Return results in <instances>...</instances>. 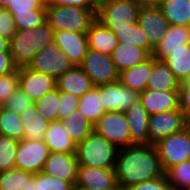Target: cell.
<instances>
[{"instance_id": "6da1fadb", "label": "cell", "mask_w": 190, "mask_h": 190, "mask_svg": "<svg viewBox=\"0 0 190 190\" xmlns=\"http://www.w3.org/2000/svg\"><path fill=\"white\" fill-rule=\"evenodd\" d=\"M114 169L120 190L164 176L157 148L151 144L119 148Z\"/></svg>"}, {"instance_id": "7a4b0ae2", "label": "cell", "mask_w": 190, "mask_h": 190, "mask_svg": "<svg viewBox=\"0 0 190 190\" xmlns=\"http://www.w3.org/2000/svg\"><path fill=\"white\" fill-rule=\"evenodd\" d=\"M53 36L54 30L47 21L32 29L17 30L10 39L14 66L17 69L28 67L37 52L54 42Z\"/></svg>"}, {"instance_id": "3957f363", "label": "cell", "mask_w": 190, "mask_h": 190, "mask_svg": "<svg viewBox=\"0 0 190 190\" xmlns=\"http://www.w3.org/2000/svg\"><path fill=\"white\" fill-rule=\"evenodd\" d=\"M118 148L102 135L92 131L82 142L77 143L78 166L114 169Z\"/></svg>"}, {"instance_id": "277c9868", "label": "cell", "mask_w": 190, "mask_h": 190, "mask_svg": "<svg viewBox=\"0 0 190 190\" xmlns=\"http://www.w3.org/2000/svg\"><path fill=\"white\" fill-rule=\"evenodd\" d=\"M98 8L46 5V21L54 31L87 33Z\"/></svg>"}, {"instance_id": "5b68a950", "label": "cell", "mask_w": 190, "mask_h": 190, "mask_svg": "<svg viewBox=\"0 0 190 190\" xmlns=\"http://www.w3.org/2000/svg\"><path fill=\"white\" fill-rule=\"evenodd\" d=\"M140 4L135 0H108L98 3L96 18L109 30H125L137 23Z\"/></svg>"}, {"instance_id": "8992f818", "label": "cell", "mask_w": 190, "mask_h": 190, "mask_svg": "<svg viewBox=\"0 0 190 190\" xmlns=\"http://www.w3.org/2000/svg\"><path fill=\"white\" fill-rule=\"evenodd\" d=\"M161 167L164 173L171 167L190 160V131L186 127L182 131L171 134L155 144Z\"/></svg>"}, {"instance_id": "52a82bcc", "label": "cell", "mask_w": 190, "mask_h": 190, "mask_svg": "<svg viewBox=\"0 0 190 190\" xmlns=\"http://www.w3.org/2000/svg\"><path fill=\"white\" fill-rule=\"evenodd\" d=\"M93 131L102 135L118 149L131 146L130 127L125 112H106L93 125Z\"/></svg>"}, {"instance_id": "ba28073f", "label": "cell", "mask_w": 190, "mask_h": 190, "mask_svg": "<svg viewBox=\"0 0 190 190\" xmlns=\"http://www.w3.org/2000/svg\"><path fill=\"white\" fill-rule=\"evenodd\" d=\"M73 67L68 56L54 42L37 52L28 66L33 71L52 76L55 80Z\"/></svg>"}, {"instance_id": "9c48e42d", "label": "cell", "mask_w": 190, "mask_h": 190, "mask_svg": "<svg viewBox=\"0 0 190 190\" xmlns=\"http://www.w3.org/2000/svg\"><path fill=\"white\" fill-rule=\"evenodd\" d=\"M80 67L91 78L94 86L119 81V72L110 55L88 49Z\"/></svg>"}, {"instance_id": "30bf717a", "label": "cell", "mask_w": 190, "mask_h": 190, "mask_svg": "<svg viewBox=\"0 0 190 190\" xmlns=\"http://www.w3.org/2000/svg\"><path fill=\"white\" fill-rule=\"evenodd\" d=\"M16 154V169L35 174L43 171L50 150L44 140L23 139L18 141Z\"/></svg>"}, {"instance_id": "8fae6325", "label": "cell", "mask_w": 190, "mask_h": 190, "mask_svg": "<svg viewBox=\"0 0 190 190\" xmlns=\"http://www.w3.org/2000/svg\"><path fill=\"white\" fill-rule=\"evenodd\" d=\"M186 127V120L180 109L151 115L148 123L149 144L155 145L160 140Z\"/></svg>"}, {"instance_id": "7c38bea8", "label": "cell", "mask_w": 190, "mask_h": 190, "mask_svg": "<svg viewBox=\"0 0 190 190\" xmlns=\"http://www.w3.org/2000/svg\"><path fill=\"white\" fill-rule=\"evenodd\" d=\"M101 104L104 112H125L140 100V93L122 85L119 81L100 85Z\"/></svg>"}, {"instance_id": "4fadbf2b", "label": "cell", "mask_w": 190, "mask_h": 190, "mask_svg": "<svg viewBox=\"0 0 190 190\" xmlns=\"http://www.w3.org/2000/svg\"><path fill=\"white\" fill-rule=\"evenodd\" d=\"M137 22L145 32L149 45L153 49L160 43L170 26L160 7L153 5L140 6Z\"/></svg>"}, {"instance_id": "5bb4252c", "label": "cell", "mask_w": 190, "mask_h": 190, "mask_svg": "<svg viewBox=\"0 0 190 190\" xmlns=\"http://www.w3.org/2000/svg\"><path fill=\"white\" fill-rule=\"evenodd\" d=\"M54 43L71 60L74 66H80L88 52L87 33L54 31Z\"/></svg>"}, {"instance_id": "9a60e30c", "label": "cell", "mask_w": 190, "mask_h": 190, "mask_svg": "<svg viewBox=\"0 0 190 190\" xmlns=\"http://www.w3.org/2000/svg\"><path fill=\"white\" fill-rule=\"evenodd\" d=\"M18 79L21 90L35 102L56 88V80L52 76L28 67L18 69Z\"/></svg>"}, {"instance_id": "2e32d148", "label": "cell", "mask_w": 190, "mask_h": 190, "mask_svg": "<svg viewBox=\"0 0 190 190\" xmlns=\"http://www.w3.org/2000/svg\"><path fill=\"white\" fill-rule=\"evenodd\" d=\"M75 186L90 190L120 189L117 185L115 169L78 166Z\"/></svg>"}, {"instance_id": "e0dca14e", "label": "cell", "mask_w": 190, "mask_h": 190, "mask_svg": "<svg viewBox=\"0 0 190 190\" xmlns=\"http://www.w3.org/2000/svg\"><path fill=\"white\" fill-rule=\"evenodd\" d=\"M42 172L70 182L75 187L78 173L76 154L50 152Z\"/></svg>"}, {"instance_id": "ac0fdd59", "label": "cell", "mask_w": 190, "mask_h": 190, "mask_svg": "<svg viewBox=\"0 0 190 190\" xmlns=\"http://www.w3.org/2000/svg\"><path fill=\"white\" fill-rule=\"evenodd\" d=\"M140 102L150 116L179 109V90L145 89L140 93Z\"/></svg>"}, {"instance_id": "d6986e66", "label": "cell", "mask_w": 190, "mask_h": 190, "mask_svg": "<svg viewBox=\"0 0 190 190\" xmlns=\"http://www.w3.org/2000/svg\"><path fill=\"white\" fill-rule=\"evenodd\" d=\"M130 127L131 145H149L148 123L150 115L140 100L125 111Z\"/></svg>"}, {"instance_id": "ffe728a7", "label": "cell", "mask_w": 190, "mask_h": 190, "mask_svg": "<svg viewBox=\"0 0 190 190\" xmlns=\"http://www.w3.org/2000/svg\"><path fill=\"white\" fill-rule=\"evenodd\" d=\"M190 43V26H169L160 43L154 48L152 56L164 60L171 51Z\"/></svg>"}, {"instance_id": "44dd1931", "label": "cell", "mask_w": 190, "mask_h": 190, "mask_svg": "<svg viewBox=\"0 0 190 190\" xmlns=\"http://www.w3.org/2000/svg\"><path fill=\"white\" fill-rule=\"evenodd\" d=\"M93 87L91 78L80 66H74L67 70L56 80V88L59 91L72 93L79 98Z\"/></svg>"}, {"instance_id": "7402d4cb", "label": "cell", "mask_w": 190, "mask_h": 190, "mask_svg": "<svg viewBox=\"0 0 190 190\" xmlns=\"http://www.w3.org/2000/svg\"><path fill=\"white\" fill-rule=\"evenodd\" d=\"M89 49L112 55L113 50L119 44V40L114 32L109 30L97 18L91 23L87 32Z\"/></svg>"}, {"instance_id": "603a6c76", "label": "cell", "mask_w": 190, "mask_h": 190, "mask_svg": "<svg viewBox=\"0 0 190 190\" xmlns=\"http://www.w3.org/2000/svg\"><path fill=\"white\" fill-rule=\"evenodd\" d=\"M150 56L145 49L135 47L126 42H119L111 55L119 73L144 62Z\"/></svg>"}, {"instance_id": "cb8c5ba5", "label": "cell", "mask_w": 190, "mask_h": 190, "mask_svg": "<svg viewBox=\"0 0 190 190\" xmlns=\"http://www.w3.org/2000/svg\"><path fill=\"white\" fill-rule=\"evenodd\" d=\"M152 68L153 56L151 55L144 62L121 71L119 73V82L138 93H142L147 88V81Z\"/></svg>"}, {"instance_id": "d4e9b609", "label": "cell", "mask_w": 190, "mask_h": 190, "mask_svg": "<svg viewBox=\"0 0 190 190\" xmlns=\"http://www.w3.org/2000/svg\"><path fill=\"white\" fill-rule=\"evenodd\" d=\"M43 140L49 147L50 152L66 154L76 153L77 144L67 135L59 120L49 123Z\"/></svg>"}, {"instance_id": "484cf974", "label": "cell", "mask_w": 190, "mask_h": 190, "mask_svg": "<svg viewBox=\"0 0 190 190\" xmlns=\"http://www.w3.org/2000/svg\"><path fill=\"white\" fill-rule=\"evenodd\" d=\"M180 84L168 65L164 61L156 60L153 57V68L148 78L146 89L179 90Z\"/></svg>"}, {"instance_id": "4316f807", "label": "cell", "mask_w": 190, "mask_h": 190, "mask_svg": "<svg viewBox=\"0 0 190 190\" xmlns=\"http://www.w3.org/2000/svg\"><path fill=\"white\" fill-rule=\"evenodd\" d=\"M19 115L24 127V139L43 140L50 122L38 112L36 105H32Z\"/></svg>"}, {"instance_id": "83f0119b", "label": "cell", "mask_w": 190, "mask_h": 190, "mask_svg": "<svg viewBox=\"0 0 190 190\" xmlns=\"http://www.w3.org/2000/svg\"><path fill=\"white\" fill-rule=\"evenodd\" d=\"M69 137L77 144L85 140L93 131V125L78 109L59 120Z\"/></svg>"}, {"instance_id": "f1b7e54d", "label": "cell", "mask_w": 190, "mask_h": 190, "mask_svg": "<svg viewBox=\"0 0 190 190\" xmlns=\"http://www.w3.org/2000/svg\"><path fill=\"white\" fill-rule=\"evenodd\" d=\"M158 6L171 26H190L188 0H162Z\"/></svg>"}, {"instance_id": "f546056e", "label": "cell", "mask_w": 190, "mask_h": 190, "mask_svg": "<svg viewBox=\"0 0 190 190\" xmlns=\"http://www.w3.org/2000/svg\"><path fill=\"white\" fill-rule=\"evenodd\" d=\"M163 61L180 83L186 82L190 77V43L171 51Z\"/></svg>"}, {"instance_id": "4dcf8cb0", "label": "cell", "mask_w": 190, "mask_h": 190, "mask_svg": "<svg viewBox=\"0 0 190 190\" xmlns=\"http://www.w3.org/2000/svg\"><path fill=\"white\" fill-rule=\"evenodd\" d=\"M101 102L100 85L94 86L80 97L77 109L80 113L85 115L92 125H94L105 113Z\"/></svg>"}, {"instance_id": "1f68e13d", "label": "cell", "mask_w": 190, "mask_h": 190, "mask_svg": "<svg viewBox=\"0 0 190 190\" xmlns=\"http://www.w3.org/2000/svg\"><path fill=\"white\" fill-rule=\"evenodd\" d=\"M0 134L21 141L24 139V127L19 114L0 107Z\"/></svg>"}, {"instance_id": "d6a6232c", "label": "cell", "mask_w": 190, "mask_h": 190, "mask_svg": "<svg viewBox=\"0 0 190 190\" xmlns=\"http://www.w3.org/2000/svg\"><path fill=\"white\" fill-rule=\"evenodd\" d=\"M115 35L119 42L129 43L135 47L145 49L150 55L153 54L154 49L149 45L148 38L138 22L130 25L125 30H117Z\"/></svg>"}, {"instance_id": "836d02e7", "label": "cell", "mask_w": 190, "mask_h": 190, "mask_svg": "<svg viewBox=\"0 0 190 190\" xmlns=\"http://www.w3.org/2000/svg\"><path fill=\"white\" fill-rule=\"evenodd\" d=\"M164 175L172 190L190 187V160H185L169 168Z\"/></svg>"}, {"instance_id": "e575fe53", "label": "cell", "mask_w": 190, "mask_h": 190, "mask_svg": "<svg viewBox=\"0 0 190 190\" xmlns=\"http://www.w3.org/2000/svg\"><path fill=\"white\" fill-rule=\"evenodd\" d=\"M60 91L55 88L35 102L38 112L49 122L58 121Z\"/></svg>"}, {"instance_id": "d590c367", "label": "cell", "mask_w": 190, "mask_h": 190, "mask_svg": "<svg viewBox=\"0 0 190 190\" xmlns=\"http://www.w3.org/2000/svg\"><path fill=\"white\" fill-rule=\"evenodd\" d=\"M32 176L31 172L20 169L0 171V190H22Z\"/></svg>"}, {"instance_id": "8d00e7d4", "label": "cell", "mask_w": 190, "mask_h": 190, "mask_svg": "<svg viewBox=\"0 0 190 190\" xmlns=\"http://www.w3.org/2000/svg\"><path fill=\"white\" fill-rule=\"evenodd\" d=\"M18 141L0 134V171L16 169Z\"/></svg>"}, {"instance_id": "74e56055", "label": "cell", "mask_w": 190, "mask_h": 190, "mask_svg": "<svg viewBox=\"0 0 190 190\" xmlns=\"http://www.w3.org/2000/svg\"><path fill=\"white\" fill-rule=\"evenodd\" d=\"M36 190H74V186L67 181L45 174L35 173Z\"/></svg>"}, {"instance_id": "f35d334b", "label": "cell", "mask_w": 190, "mask_h": 190, "mask_svg": "<svg viewBox=\"0 0 190 190\" xmlns=\"http://www.w3.org/2000/svg\"><path fill=\"white\" fill-rule=\"evenodd\" d=\"M6 9L12 15L33 14V10H46V0H13Z\"/></svg>"}, {"instance_id": "ab89813d", "label": "cell", "mask_w": 190, "mask_h": 190, "mask_svg": "<svg viewBox=\"0 0 190 190\" xmlns=\"http://www.w3.org/2000/svg\"><path fill=\"white\" fill-rule=\"evenodd\" d=\"M12 16L17 30L32 29L46 22V10H33V14Z\"/></svg>"}, {"instance_id": "60d3db41", "label": "cell", "mask_w": 190, "mask_h": 190, "mask_svg": "<svg viewBox=\"0 0 190 190\" xmlns=\"http://www.w3.org/2000/svg\"><path fill=\"white\" fill-rule=\"evenodd\" d=\"M34 104L35 101H33L26 93H24L20 87H18L15 93L6 101L2 107L16 114H21L23 111Z\"/></svg>"}, {"instance_id": "b9f144b4", "label": "cell", "mask_w": 190, "mask_h": 190, "mask_svg": "<svg viewBox=\"0 0 190 190\" xmlns=\"http://www.w3.org/2000/svg\"><path fill=\"white\" fill-rule=\"evenodd\" d=\"M19 87L18 70L0 76V107L15 93Z\"/></svg>"}, {"instance_id": "7bdbcfd3", "label": "cell", "mask_w": 190, "mask_h": 190, "mask_svg": "<svg viewBox=\"0 0 190 190\" xmlns=\"http://www.w3.org/2000/svg\"><path fill=\"white\" fill-rule=\"evenodd\" d=\"M80 98L72 93L60 91L59 109L57 110L58 120L77 109Z\"/></svg>"}, {"instance_id": "ee69618b", "label": "cell", "mask_w": 190, "mask_h": 190, "mask_svg": "<svg viewBox=\"0 0 190 190\" xmlns=\"http://www.w3.org/2000/svg\"><path fill=\"white\" fill-rule=\"evenodd\" d=\"M16 32L17 28L12 14L6 8L0 7V36L10 40Z\"/></svg>"}, {"instance_id": "f6af8a7d", "label": "cell", "mask_w": 190, "mask_h": 190, "mask_svg": "<svg viewBox=\"0 0 190 190\" xmlns=\"http://www.w3.org/2000/svg\"><path fill=\"white\" fill-rule=\"evenodd\" d=\"M179 109L185 117L186 124H190V85H180Z\"/></svg>"}, {"instance_id": "bcb514c9", "label": "cell", "mask_w": 190, "mask_h": 190, "mask_svg": "<svg viewBox=\"0 0 190 190\" xmlns=\"http://www.w3.org/2000/svg\"><path fill=\"white\" fill-rule=\"evenodd\" d=\"M124 190H172L167 182L165 175L162 178L148 182H143L138 185L131 186Z\"/></svg>"}, {"instance_id": "7dc6e473", "label": "cell", "mask_w": 190, "mask_h": 190, "mask_svg": "<svg viewBox=\"0 0 190 190\" xmlns=\"http://www.w3.org/2000/svg\"><path fill=\"white\" fill-rule=\"evenodd\" d=\"M46 5L71 6L79 8H98L97 0H46Z\"/></svg>"}, {"instance_id": "c3c4849f", "label": "cell", "mask_w": 190, "mask_h": 190, "mask_svg": "<svg viewBox=\"0 0 190 190\" xmlns=\"http://www.w3.org/2000/svg\"><path fill=\"white\" fill-rule=\"evenodd\" d=\"M18 69L13 64V59L10 52L0 53V76L11 72H16Z\"/></svg>"}, {"instance_id": "681fc988", "label": "cell", "mask_w": 190, "mask_h": 190, "mask_svg": "<svg viewBox=\"0 0 190 190\" xmlns=\"http://www.w3.org/2000/svg\"><path fill=\"white\" fill-rule=\"evenodd\" d=\"M10 52V40L0 36V53Z\"/></svg>"}, {"instance_id": "f907efd6", "label": "cell", "mask_w": 190, "mask_h": 190, "mask_svg": "<svg viewBox=\"0 0 190 190\" xmlns=\"http://www.w3.org/2000/svg\"><path fill=\"white\" fill-rule=\"evenodd\" d=\"M22 190H36L35 174L25 182V186L22 187Z\"/></svg>"}, {"instance_id": "816d5d0a", "label": "cell", "mask_w": 190, "mask_h": 190, "mask_svg": "<svg viewBox=\"0 0 190 190\" xmlns=\"http://www.w3.org/2000/svg\"><path fill=\"white\" fill-rule=\"evenodd\" d=\"M137 3H139L141 6H158L162 0H135Z\"/></svg>"}, {"instance_id": "f5cc1de1", "label": "cell", "mask_w": 190, "mask_h": 190, "mask_svg": "<svg viewBox=\"0 0 190 190\" xmlns=\"http://www.w3.org/2000/svg\"><path fill=\"white\" fill-rule=\"evenodd\" d=\"M11 1L13 0H0V7L7 8Z\"/></svg>"}, {"instance_id": "db71d44e", "label": "cell", "mask_w": 190, "mask_h": 190, "mask_svg": "<svg viewBox=\"0 0 190 190\" xmlns=\"http://www.w3.org/2000/svg\"><path fill=\"white\" fill-rule=\"evenodd\" d=\"M74 190H90V189H86V188H83V187H77V186H75ZM109 190H120V189H109Z\"/></svg>"}, {"instance_id": "11a10c76", "label": "cell", "mask_w": 190, "mask_h": 190, "mask_svg": "<svg viewBox=\"0 0 190 190\" xmlns=\"http://www.w3.org/2000/svg\"><path fill=\"white\" fill-rule=\"evenodd\" d=\"M180 85H190V77L188 78L186 82H183Z\"/></svg>"}, {"instance_id": "9f6ffc18", "label": "cell", "mask_w": 190, "mask_h": 190, "mask_svg": "<svg viewBox=\"0 0 190 190\" xmlns=\"http://www.w3.org/2000/svg\"><path fill=\"white\" fill-rule=\"evenodd\" d=\"M105 1H108V0H97L98 3L105 2Z\"/></svg>"}]
</instances>
